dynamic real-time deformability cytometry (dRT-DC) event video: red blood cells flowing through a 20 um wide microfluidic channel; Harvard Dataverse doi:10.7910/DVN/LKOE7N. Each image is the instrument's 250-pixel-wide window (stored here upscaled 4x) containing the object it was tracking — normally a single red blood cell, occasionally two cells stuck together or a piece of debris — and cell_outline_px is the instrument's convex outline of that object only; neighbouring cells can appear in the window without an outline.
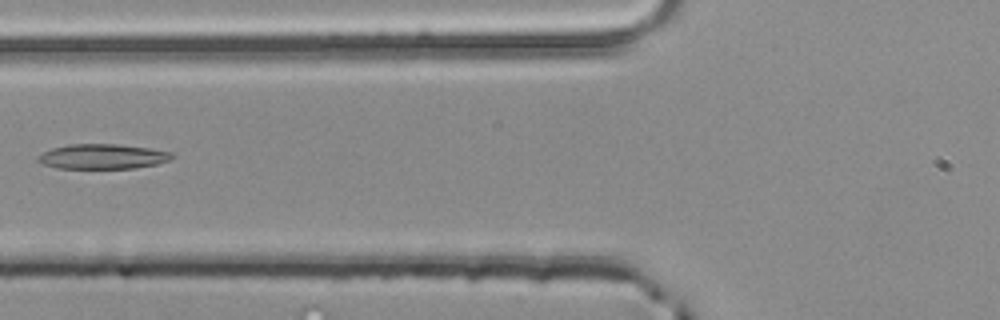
{"species": "common noctule bat (a hibernating species)", "species_latin": "Nyctalus noctula", "temperature_condition": "room temperature", "stored_images_in_passage": 3, "camera_frame_rate_fps": 3000, "um_per_image_px": 0.085, "animal": {"sex": "male", "body_mass_g": 20.4}, "frame": {"image": 1, "passage_image": 3, "time_ms": 0.667, "image_size_px": [1000, 320], "cell_outline_px": [[172, 160], [156, 164], [136, 168], [56, 168], [44, 164], [36, 160], [36, 156], [52, 148], [68, 144], [120, 144], [152, 148], [172, 152]], "centroid_in_image_um": [8.73, 13.29], "position_along_channel_um": 117.1, "area_um2": 19.59}}